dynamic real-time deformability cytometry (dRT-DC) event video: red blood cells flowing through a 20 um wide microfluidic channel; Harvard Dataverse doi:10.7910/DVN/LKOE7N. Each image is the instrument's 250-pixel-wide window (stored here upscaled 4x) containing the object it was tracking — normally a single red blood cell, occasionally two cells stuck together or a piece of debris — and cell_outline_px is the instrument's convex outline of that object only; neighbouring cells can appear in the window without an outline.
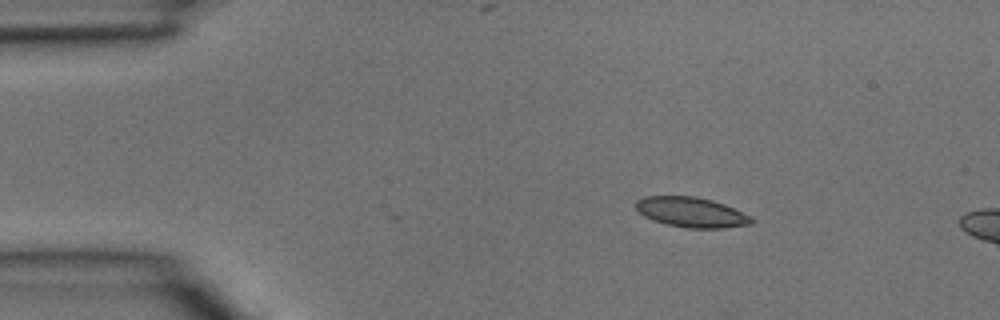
{"species": "common noctule bat (a hibernating species)", "species_latin": "Nyctalus noctula", "temperature_condition": "room temperature", "stored_images_in_passage": 3, "camera_frame_rate_fps": 3000, "um_per_image_px": 0.085, "animal": {"sex": "male", "body_mass_g": 15.6}, "frame": {"image": 1, "passage_image": 1, "time_ms": 0.0, "image_size_px": [1000, 320], "cell_outline_px": [[756, 220], [752, 224], [724, 228], [688, 228], [664, 224], [652, 220], [644, 216], [636, 208], [636, 200], [644, 196], [696, 196], [712, 200], [724, 204], [752, 216]], "centroid_in_image_um": [58.79, 18.04], "position_along_channel_um": 26.2, "area_um2": 20.46}}